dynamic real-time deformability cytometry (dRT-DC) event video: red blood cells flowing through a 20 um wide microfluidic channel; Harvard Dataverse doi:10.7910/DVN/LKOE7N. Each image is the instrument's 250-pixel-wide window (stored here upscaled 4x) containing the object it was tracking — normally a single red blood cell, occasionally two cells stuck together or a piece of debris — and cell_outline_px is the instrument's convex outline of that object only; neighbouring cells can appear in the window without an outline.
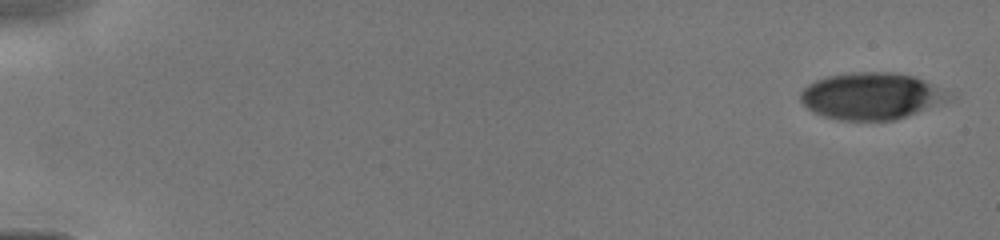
{"species": "human", "species_latin": "Homo sapiens", "temperature_condition": "cold", "stored_images_in_passage": 17, "camera_frame_rate_fps": 3000, "um_per_image_px": 0.085, "donor": {"sex": "male"}, "frame": {"image": 1, "passage_image": 1, "time_ms": 0.0, "image_size_px": [1000, 240], "cell_outline_px": [[956, 100], [892, 120], [840, 120], [824, 116], [812, 112], [800, 100], [800, 92], [808, 84], [816, 80], [828, 76], [852, 72], [896, 72], [916, 76], [956, 96]], "centroid_in_image_um": [74.12, 8.16], "position_along_channel_um": 10.9, "area_um2": 40.81}}
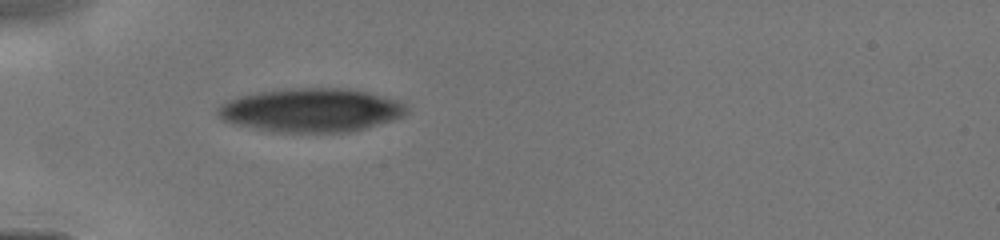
{"frame": {"image": 2, "passage_image": 15, "time_ms": 4.667, "image_size_px": [1000, 240], "cell_outline_px": [[408, 112], [392, 120], [364, 128], [348, 132], [272, 132], [236, 124], [224, 120], [216, 112], [216, 108], [220, 104], [228, 100], [240, 96], [260, 92], [292, 88], [336, 88], [364, 92], [396, 100], [404, 104], [408, 108]], "centroid_in_image_um": [26.4, 9.37], "position_along_channel_um": 58.6, "area_um2": 47.4}}
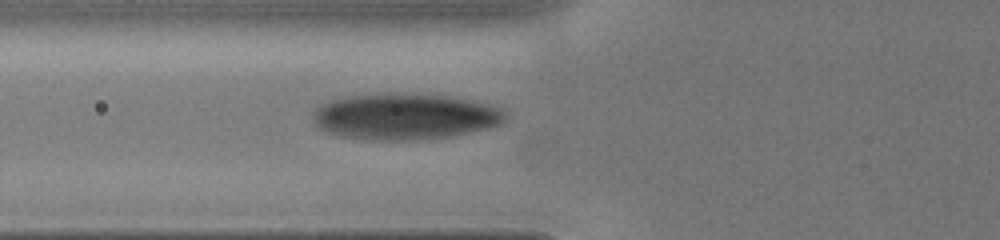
{"frame": {"image": 3, "passage_image": 17, "time_ms": 5.667, "image_size_px": [1000, 240], "cell_outline_px": [[508, 116], [500, 124], [488, 128], [472, 132], [452, 136], [416, 140], [376, 140], [340, 136], [328, 132], [320, 128], [316, 124], [312, 116], [312, 112], [316, 108], [332, 100], [352, 96], [376, 92], [448, 96], [472, 100], [488, 104], [500, 108]], "centroid_in_image_um": [34.43, 9.9], "position_along_channel_um": 91.4, "area_um2": 51.73}}